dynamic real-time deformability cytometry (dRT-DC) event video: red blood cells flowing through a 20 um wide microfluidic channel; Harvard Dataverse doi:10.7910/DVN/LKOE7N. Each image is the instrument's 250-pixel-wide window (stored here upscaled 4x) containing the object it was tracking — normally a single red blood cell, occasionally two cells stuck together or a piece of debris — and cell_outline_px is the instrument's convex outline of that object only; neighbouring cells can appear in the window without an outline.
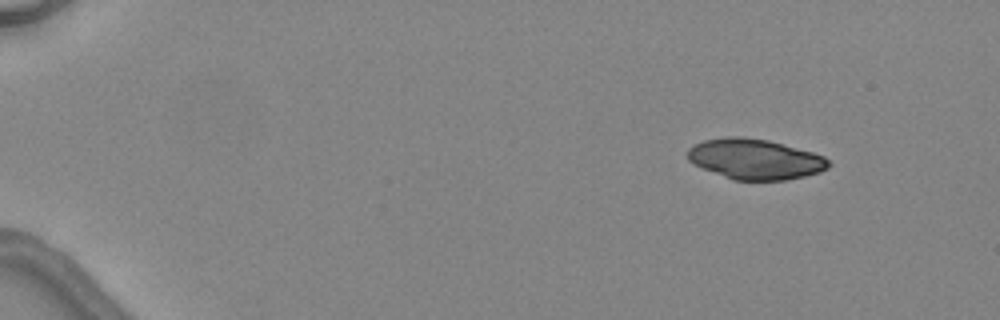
{"species": "common noctule bat (a hibernating species)", "species_latin": "Nyctalus noctula", "temperature_condition": "warm", "stored_images_in_passage": 3, "camera_frame_rate_fps": 3000, "um_per_image_px": 0.085, "animal": {"sex": "female", "body_mass_g": 24.6, "forearm_length_mm": 56.2}, "frame": {"image": 1, "passage_image": 1, "time_ms": 0.0, "image_size_px": [1000, 320], "cell_outline_px": [[832, 164], [828, 168], [820, 172], [788, 180], [732, 180], [704, 168], [688, 160], [688, 148], [692, 144], [704, 140], [728, 136], [740, 136], [768, 140], [812, 152], [824, 156]], "centroid_in_image_um": [64.19, 13.52], "position_along_channel_um": 20.8, "area_um2": 33.12}}